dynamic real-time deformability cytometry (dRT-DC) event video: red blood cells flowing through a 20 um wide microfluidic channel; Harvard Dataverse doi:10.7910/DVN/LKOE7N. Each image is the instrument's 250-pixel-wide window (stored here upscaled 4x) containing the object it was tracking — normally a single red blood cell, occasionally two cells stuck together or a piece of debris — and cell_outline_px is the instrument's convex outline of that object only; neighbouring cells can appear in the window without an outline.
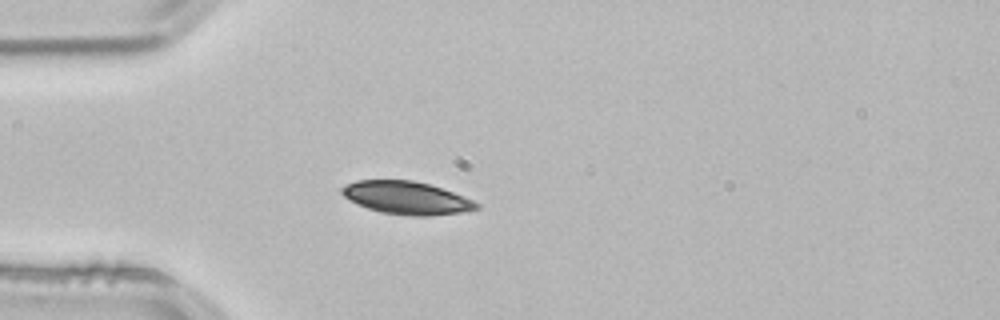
{"species": "common noctule bat (a hibernating species)", "species_latin": "Nyctalus noctula", "temperature_condition": "room temperature", "stored_images_in_passage": 40, "camera_frame_rate_fps": 3000, "um_per_image_px": 0.085, "animal": {"sex": "male", "body_mass_g": 21.5, "forearm_length_mm": 52.0}, "frame": {"image": 1, "passage_image": 1, "time_ms": 0.0, "image_size_px": [1000, 320], "cell_outline_px": [[480, 208], [460, 212], [428, 216], [412, 216], [380, 212], [356, 204], [344, 196], [340, 192], [340, 188], [356, 180], [412, 180], [428, 184], [452, 192], [472, 200], [480, 204]], "centroid_in_image_um": [34.53, 16.82], "position_along_channel_um": 50.5, "area_um2": 25.55}}
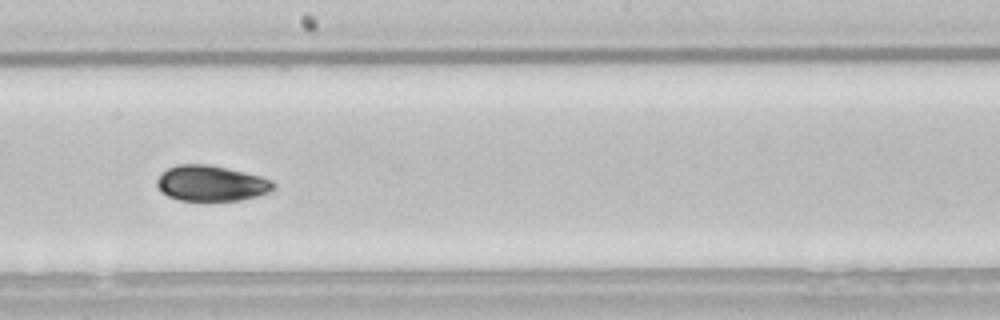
{"frame": {"image": 2, "passage_image": 16, "time_ms": 5.0, "image_size_px": [1000, 320], "cell_outline_px": [[276, 188], [268, 192], [256, 196], [240, 200], [180, 200], [168, 196], [156, 184], [156, 180], [168, 168], [176, 164], [208, 164], [228, 168], [260, 176], [272, 180], [276, 184]], "centroid_in_image_um": [17.99, 15.57], "position_along_channel_um": 230.2, "area_um2": 23.99}}
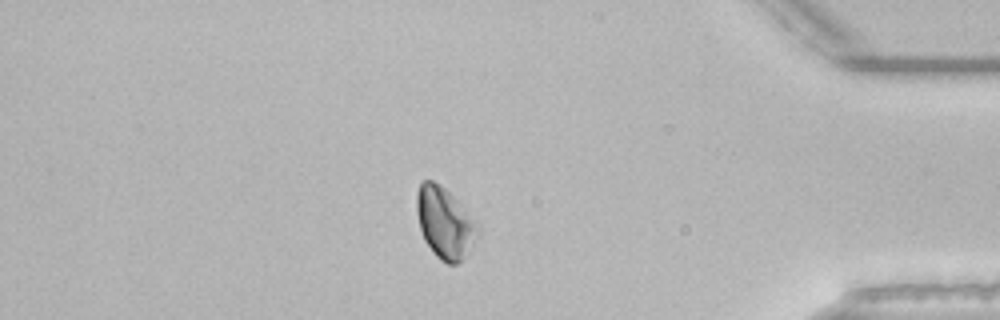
{"frame": {"image": 3, "passage_image": 32, "time_ms": 10.333, "image_size_px": [1000, 320], "cell_outline_px": [[480, 228], [472, 248], [456, 264], [448, 264], [440, 260], [432, 252], [424, 240], [420, 228], [416, 212], [416, 192], [420, 180], [432, 180], [440, 184], [456, 200]], "centroid_in_image_um": [37.76, 18.94], "position_along_channel_um": 397.4, "area_um2": 25.09}, "authors_computed_cell_mechanics": {"area_um2": 25.0852, "velocity_mm_per_s": 3.8168, "shape_relaxation_time_tau1_ms": 2.8394, "shape_relaxation_time_tau2_ms": null, "deformation_change_tau1": 0.1025, "deformation_change_tau2": null}}